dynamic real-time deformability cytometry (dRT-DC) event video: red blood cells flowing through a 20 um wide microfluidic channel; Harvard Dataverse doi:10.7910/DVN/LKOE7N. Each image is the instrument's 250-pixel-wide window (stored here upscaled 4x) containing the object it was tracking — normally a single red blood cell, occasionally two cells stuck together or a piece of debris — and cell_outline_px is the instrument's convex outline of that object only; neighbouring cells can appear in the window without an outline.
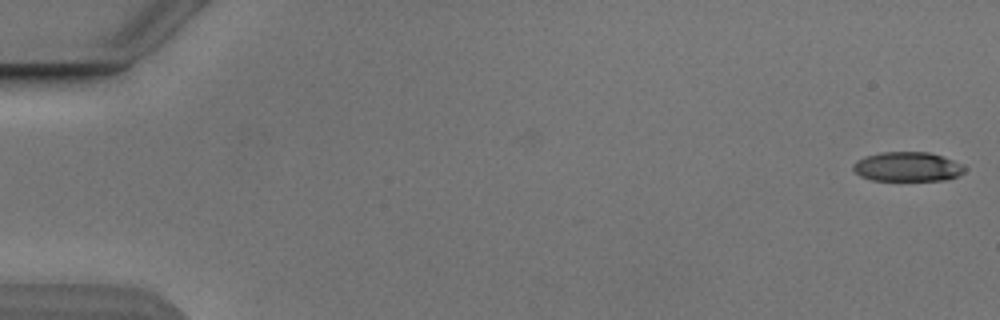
{"species": "Egyptian fruit bat (a non-hibernating species)", "species_latin": "Rousettus aegyptiacus", "temperature_condition": "cold", "stored_images_in_passage": 2, "camera_frame_rate_fps": 3000, "um_per_image_px": 0.085, "animal": {"sex": "male"}, "frame": {"image": 1, "passage_image": 2, "time_ms": 0.333, "image_size_px": [1000, 320], "cell_outline_px": [[964, 172], [956, 176], [944, 180], [872, 180], [860, 176], [852, 168], [852, 164], [856, 160], [864, 156], [880, 152], [928, 152], [944, 156], [960, 164], [964, 168]], "centroid_in_image_um": [77.08, 14.16], "position_along_channel_um": 7.9, "area_um2": 19.07}}